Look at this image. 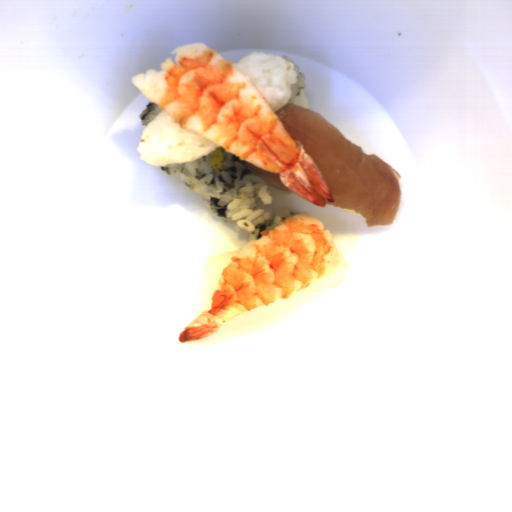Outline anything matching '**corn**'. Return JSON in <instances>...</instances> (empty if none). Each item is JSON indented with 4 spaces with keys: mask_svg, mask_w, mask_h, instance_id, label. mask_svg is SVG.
Segmentation results:
<instances>
[{
    "mask_svg": "<svg viewBox=\"0 0 512 512\" xmlns=\"http://www.w3.org/2000/svg\"><path fill=\"white\" fill-rule=\"evenodd\" d=\"M212 152L213 155L210 161L211 167L220 169L224 164V148L221 146Z\"/></svg>",
    "mask_w": 512,
    "mask_h": 512,
    "instance_id": "obj_1",
    "label": "corn"
}]
</instances>
